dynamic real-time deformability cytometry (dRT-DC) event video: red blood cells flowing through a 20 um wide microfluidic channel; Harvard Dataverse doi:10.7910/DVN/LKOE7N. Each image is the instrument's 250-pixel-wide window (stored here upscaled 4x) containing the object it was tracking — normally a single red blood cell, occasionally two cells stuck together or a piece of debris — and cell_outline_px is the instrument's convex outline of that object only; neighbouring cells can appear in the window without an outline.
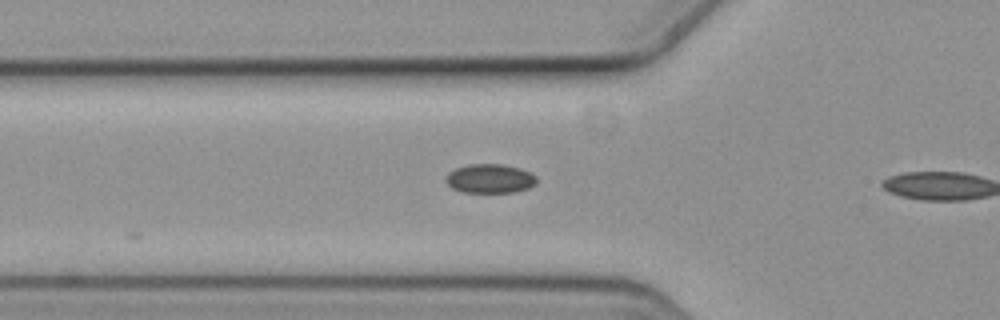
{"species": "common noctule bat (a hibernating species)", "species_latin": "Nyctalus noctula", "temperature_condition": "cold", "stored_images_in_passage": 4, "camera_frame_rate_fps": 3000, "um_per_image_px": 0.085, "animal": {"sex": "female", "body_mass_g": 19.3, "forearm_length_mm": 54.1}, "frame": {"image": 1, "passage_image": 3, "time_ms": 0.667, "image_size_px": [1000, 320], "cell_outline_px": [[536, 184], [528, 188], [512, 192], [464, 192], [452, 188], [444, 180], [448, 172], [456, 168], [468, 164], [504, 164], [520, 168], [536, 176]], "centroid_in_image_um": [41.62, 15.17], "position_along_channel_um": 84.2, "area_um2": 15.37}}